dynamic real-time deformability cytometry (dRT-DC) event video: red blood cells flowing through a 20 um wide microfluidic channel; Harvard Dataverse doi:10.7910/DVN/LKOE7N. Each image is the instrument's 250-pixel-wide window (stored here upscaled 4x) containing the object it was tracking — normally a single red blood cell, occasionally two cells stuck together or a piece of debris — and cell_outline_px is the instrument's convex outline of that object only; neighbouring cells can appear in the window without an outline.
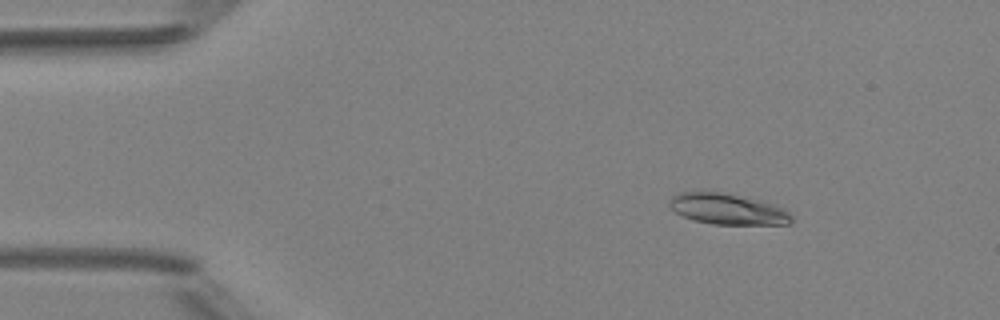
{"species": "Egyptian fruit bat (a non-hibernating species)", "species_latin": "Rousettus aegyptiacus", "temperature_condition": "room temperature", "stored_images_in_passage": 4, "camera_frame_rate_fps": 3000, "um_per_image_px": 0.085, "animal": {"sex": "female"}, "frame": {"image": 1, "passage_image": 2, "time_ms": 1.0, "image_size_px": [1000, 320], "cell_outline_px": [[792, 220], [788, 224], [712, 224], [696, 220], [684, 216], [676, 212], [668, 204], [672, 196], [680, 192], [720, 192], [764, 200], [788, 212], [792, 216]], "centroid_in_image_um": [61.85, 17.76], "position_along_channel_um": 23.1, "area_um2": 21.68}}